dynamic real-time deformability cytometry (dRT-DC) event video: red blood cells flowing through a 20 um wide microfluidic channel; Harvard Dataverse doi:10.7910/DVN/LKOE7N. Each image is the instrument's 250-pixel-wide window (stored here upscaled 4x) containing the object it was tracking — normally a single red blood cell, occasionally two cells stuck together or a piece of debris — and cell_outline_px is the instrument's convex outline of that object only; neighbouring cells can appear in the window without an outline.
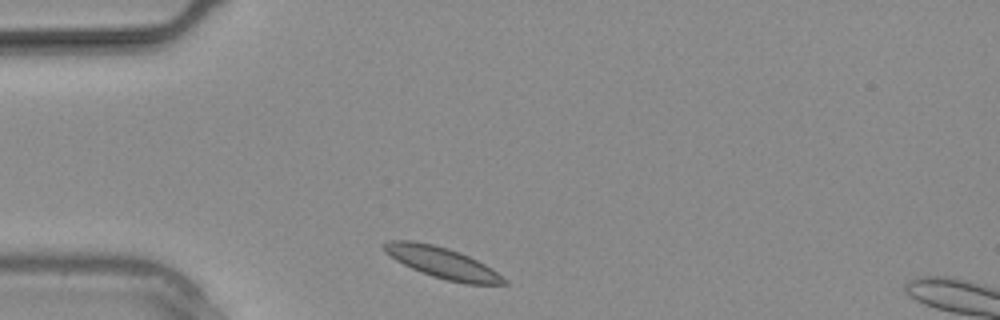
{"species": "common noctule bat (a hibernating species)", "species_latin": "Nyctalus noctula", "temperature_condition": "warm", "stored_images_in_passage": 4, "camera_frame_rate_fps": 3000, "um_per_image_px": 0.085, "animal": {"sex": "male", "body_mass_g": 20.4}, "frame": {"image": 1, "passage_image": 1, "time_ms": 0.0, "image_size_px": [1000, 320], "cell_outline_px": [[508, 284], [464, 284], [444, 280], [432, 276], [412, 268], [396, 260], [384, 252], [380, 244], [388, 240], [412, 240], [432, 244], [448, 248], [460, 252], [484, 264], [508, 280]], "centroid_in_image_um": [37.55, 22.32], "position_along_channel_um": 47.4, "area_um2": 21.73}}